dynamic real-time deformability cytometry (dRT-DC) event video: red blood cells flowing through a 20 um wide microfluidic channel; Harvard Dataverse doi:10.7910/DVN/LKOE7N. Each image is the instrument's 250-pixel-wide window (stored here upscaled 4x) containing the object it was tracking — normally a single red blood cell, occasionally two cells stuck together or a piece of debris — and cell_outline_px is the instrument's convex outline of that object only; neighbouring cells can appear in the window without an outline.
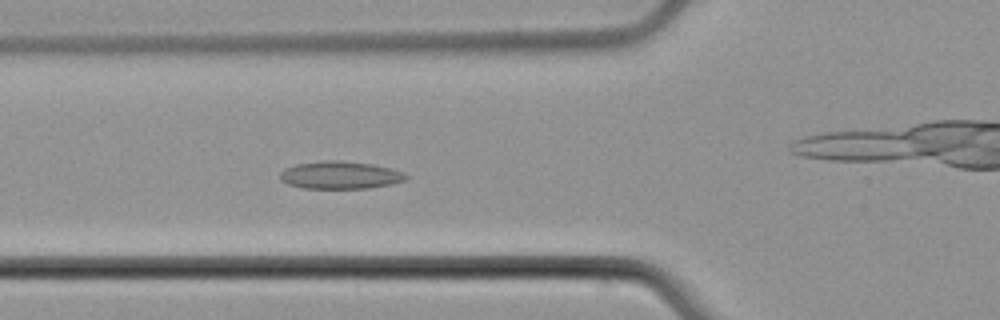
{"species": "common noctule bat (a hibernating species)", "species_latin": "Nyctalus noctula", "temperature_condition": "cold", "stored_images_in_passage": 55, "camera_frame_rate_fps": 3000, "um_per_image_px": 0.085, "animal": {"sex": "male", "body_mass_g": 21.5, "forearm_length_mm": 52.0}, "frame": {"image": 1, "passage_image": 20, "time_ms": 6.333, "image_size_px": [1000, 320], "cell_outline_px": [[408, 180], [368, 188], [304, 188], [288, 184], [280, 180], [280, 172], [284, 168], [296, 164], [324, 160], [340, 160], [372, 164], [392, 168], [404, 172], [408, 176]], "centroid_in_image_um": [28.91, 14.87], "position_along_channel_um": 96.9, "area_um2": 20.35}}
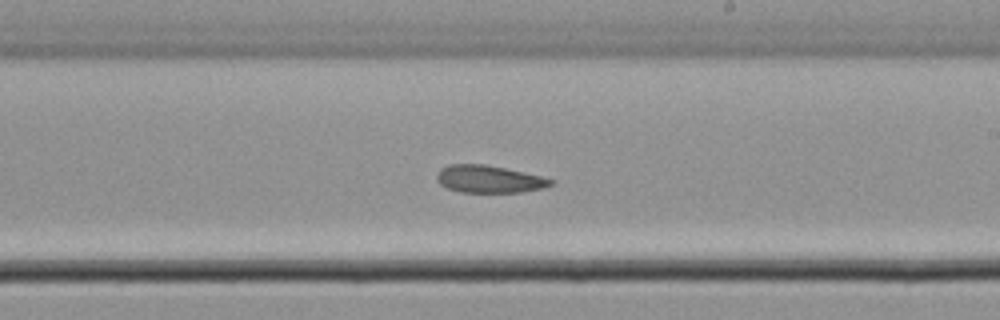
{"frame": {"image": 2, "passage_image": 32, "time_ms": 10.333, "image_size_px": [1000, 320], "cell_outline_px": [[556, 180], [552, 184], [544, 188], [520, 192], [460, 192], [448, 188], [440, 184], [436, 180], [436, 176], [440, 168], [448, 164], [484, 164], [504, 168], [540, 176]], "centroid_in_image_um": [41.54, 15.22], "position_along_channel_um": 247.5, "area_um2": 18.15}}
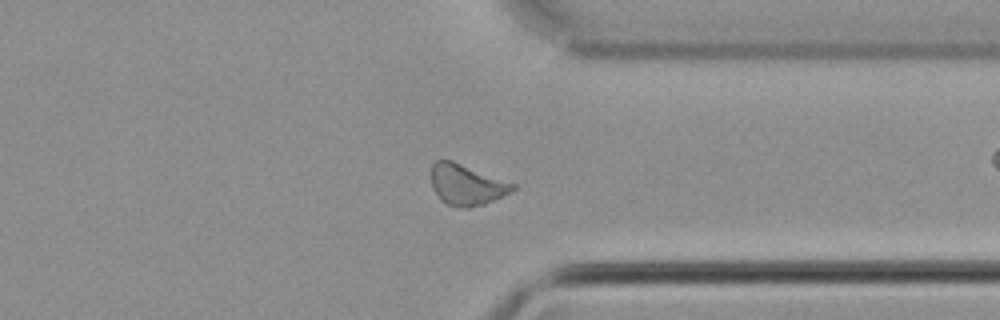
{"frame": {"image": 3, "passage_image": 42, "time_ms": 13.667, "image_size_px": [1000, 320], "cell_outline_px": [[516, 188], [512, 192], [484, 204], [468, 208], [456, 208], [440, 200], [432, 188], [432, 164], [436, 160], [452, 160], [516, 184]], "centroid_in_image_um": [39.66, 15.71], "position_along_channel_um": 371.7, "area_um2": 19.48}, "authors_computed_cell_mechanics": {"area_um2": 19.5942, "velocity_mm_per_s": 3.7671, "shape_relaxation_time_tau1_ms": null, "shape_relaxation_time_tau2_ms": 5.7185, "deformation_change_tau1": null, "deformation_change_tau2": 0.121}}